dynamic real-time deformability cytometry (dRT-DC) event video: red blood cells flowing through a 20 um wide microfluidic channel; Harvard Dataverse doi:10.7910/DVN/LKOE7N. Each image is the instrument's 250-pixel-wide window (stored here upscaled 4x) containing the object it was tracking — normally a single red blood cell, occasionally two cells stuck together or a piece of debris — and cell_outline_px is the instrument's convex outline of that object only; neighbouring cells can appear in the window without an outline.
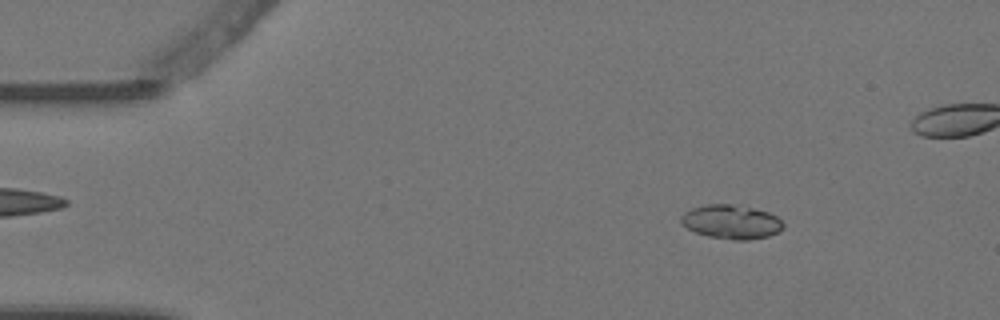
{"species": "Egyptian fruit bat (a non-hibernating species)", "species_latin": "Rousettus aegyptiacus", "temperature_condition": "warm", "stored_images_in_passage": 3, "camera_frame_rate_fps": 3000, "um_per_image_px": 0.085, "animal": {"sex": "female"}, "frame": {"image": 1, "passage_image": 2, "time_ms": 0.333, "image_size_px": [1000, 320], "cell_outline_px": [[784, 228], [780, 232], [768, 236], [748, 240], [732, 240], [708, 236], [696, 232], [680, 224], [680, 216], [684, 212], [692, 208], [708, 204], [728, 204], [752, 208], [768, 212], [776, 216], [784, 224]], "centroid_in_image_um": [62.15, 18.87], "position_along_channel_um": 22.8, "area_um2": 20.29}}